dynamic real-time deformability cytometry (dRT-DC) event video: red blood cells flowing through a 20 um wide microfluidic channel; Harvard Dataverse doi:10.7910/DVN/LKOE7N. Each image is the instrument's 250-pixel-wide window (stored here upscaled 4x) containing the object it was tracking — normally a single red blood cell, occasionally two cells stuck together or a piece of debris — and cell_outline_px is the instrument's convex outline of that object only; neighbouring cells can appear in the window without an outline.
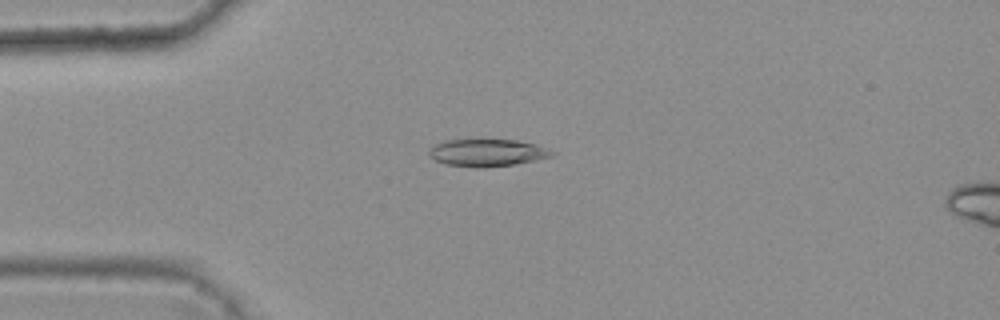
{"species": "common noctule bat (a hibernating species)", "species_latin": "Nyctalus noctula", "temperature_condition": "warm", "stored_images_in_passage": 34, "camera_frame_rate_fps": 3000, "um_per_image_px": 0.085, "animal": {"sex": "female", "body_mass_g": 25.1}, "frame": {"image": 1, "passage_image": 1, "time_ms": 0.0, "image_size_px": [1000, 320], "cell_outline_px": [[556, 152], [552, 156], [512, 164], [480, 168], [448, 164], [436, 160], [428, 152], [436, 144], [444, 140], [516, 140], [536, 144]], "centroid_in_image_um": [41.43, 12.97], "position_along_channel_um": 43.6, "area_um2": 19.02}}
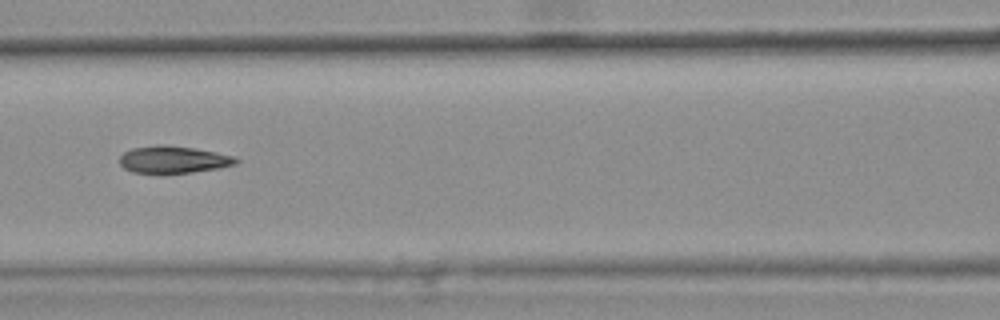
{"frame": {"image": 2, "passage_image": 11, "time_ms": 3.333, "image_size_px": [1000, 320], "cell_outline_px": [[240, 160], [236, 164], [216, 168], [192, 172], [132, 172], [124, 168], [120, 164], [120, 156], [124, 152], [132, 148], [160, 144], [164, 144], [196, 148], [236, 156]], "centroid_in_image_um": [14.75, 13.54], "position_along_channel_um": 151.8, "area_um2": 18.26}}
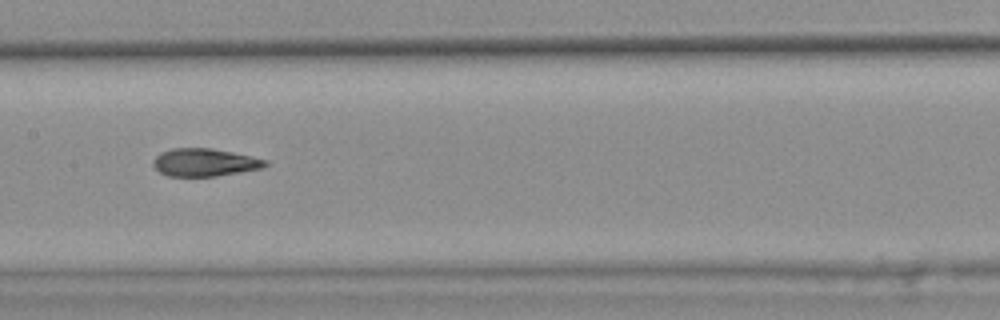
{"frame": {"image": 3, "passage_image": 14, "time_ms": 4.333, "image_size_px": [1000, 320], "cell_outline_px": [[268, 164], [260, 168], [240, 172], [216, 176], [168, 176], [160, 172], [152, 164], [152, 160], [160, 152], [172, 148], [212, 148], [232, 152], [268, 160]], "centroid_in_image_um": [17.36, 13.8], "position_along_channel_um": 190.0, "area_um2": 18.09}, "authors_computed_cell_mechanics": {"area_um2": 18.5249, "velocity_mm_per_s": 3.8205, "shape_relaxation_time_tau1_ms": null, "shape_relaxation_time_tau2_ms": 2.6871, "deformation_change_tau1": null, "deformation_change_tau2": 0.1034}}